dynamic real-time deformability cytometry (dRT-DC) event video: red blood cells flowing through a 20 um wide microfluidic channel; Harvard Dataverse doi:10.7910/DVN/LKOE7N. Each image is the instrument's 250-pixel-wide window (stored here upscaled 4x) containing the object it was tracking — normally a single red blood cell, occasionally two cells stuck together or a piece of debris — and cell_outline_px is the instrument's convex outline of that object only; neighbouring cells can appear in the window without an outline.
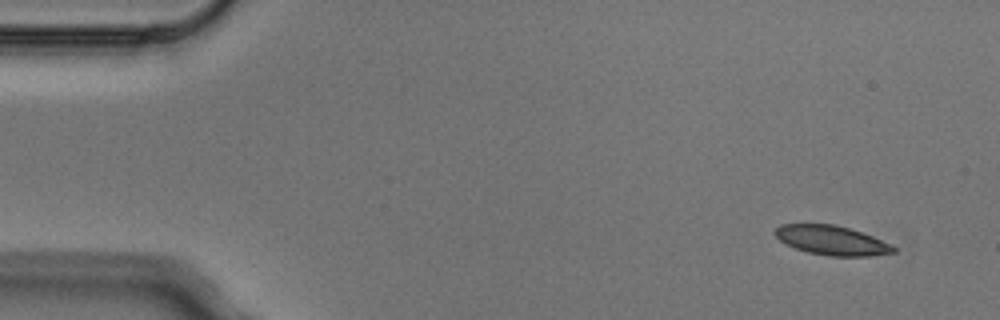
{"species": "Egyptian fruit bat (a non-hibernating species)", "species_latin": "Rousettus aegyptiacus", "temperature_condition": "cold", "stored_images_in_passage": 5, "segment_of_instrument_passage": [1, 2], "camera_frame_rate_fps": 3000, "um_per_image_px": 0.085, "animal": {"sex": "male"}, "frame": {"image": 1, "passage_image": 1, "time_ms": 0.0, "image_size_px": [1000, 320], "cell_outline_px": [[896, 252], [868, 256], [828, 256], [808, 252], [784, 244], [772, 232], [780, 224], [836, 224], [872, 236], [892, 244], [896, 248]], "centroid_in_image_um": [70.68, 20.43], "position_along_channel_um": 14.3, "area_um2": 20.29}}
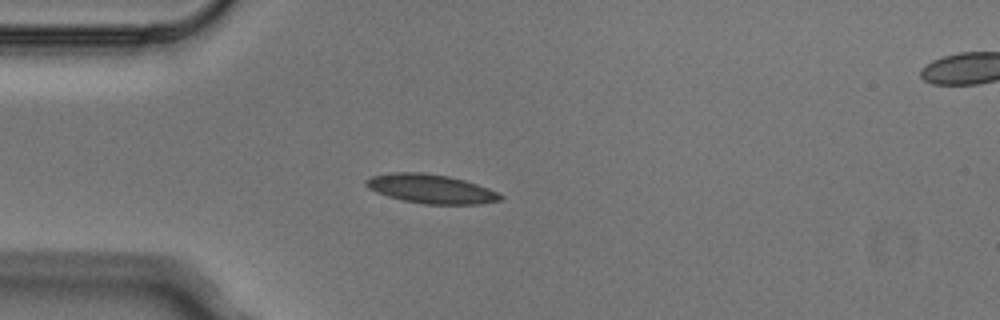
{"frame": {"image": 2, "passage_image": 4, "time_ms": 1.0, "image_size_px": [1000, 320], "cell_outline_px": [[504, 196], [500, 200], [480, 204], [424, 204], [404, 200], [388, 196], [376, 192], [368, 188], [364, 184], [364, 180], [372, 176], [392, 172], [424, 172], [448, 176], [464, 180], [488, 188]], "centroid_in_image_um": [36.6, 16.04], "position_along_channel_um": 48.4, "area_um2": 22.66}}